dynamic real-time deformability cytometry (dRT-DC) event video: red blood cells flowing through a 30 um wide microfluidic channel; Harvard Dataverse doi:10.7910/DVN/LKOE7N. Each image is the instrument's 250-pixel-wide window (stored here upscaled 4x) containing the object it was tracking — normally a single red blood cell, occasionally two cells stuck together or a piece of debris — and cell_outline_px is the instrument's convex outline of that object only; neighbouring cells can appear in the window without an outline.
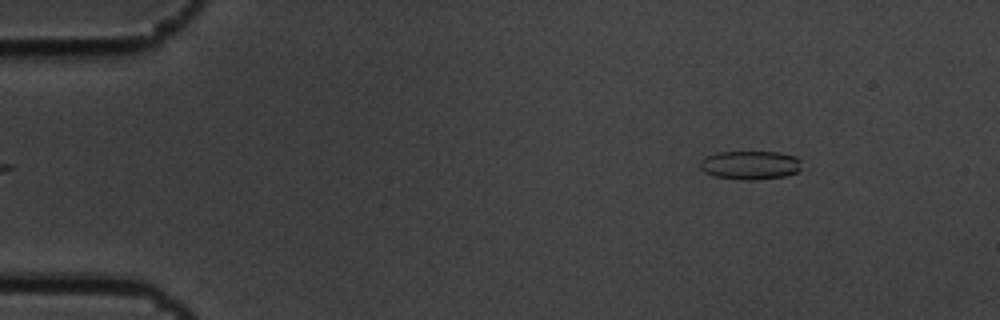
{"species": "common noctule bat (a hibernating species)", "species_latin": "Nyctalus noctula", "temperature_condition": "cold", "stored_images_in_passage": 7, "camera_frame_rate_fps": 3000, "um_per_image_px": 0.085, "animal": {"sex": "male", "body_mass_g": 19.5, "forearm_length_mm": 54.6}, "frame": {"image": 1, "passage_image": 1, "time_ms": 0.0, "image_size_px": [1000, 320], "cell_outline_px": [[800, 168], [796, 172], [784, 176], [756, 180], [740, 180], [716, 176], [704, 172], [700, 168], [700, 160], [704, 156], [716, 152], [780, 152], [796, 156], [800, 160]], "centroid_in_image_um": [63.73, 14.03], "position_along_channel_um": 21.3, "area_um2": 17.11}}
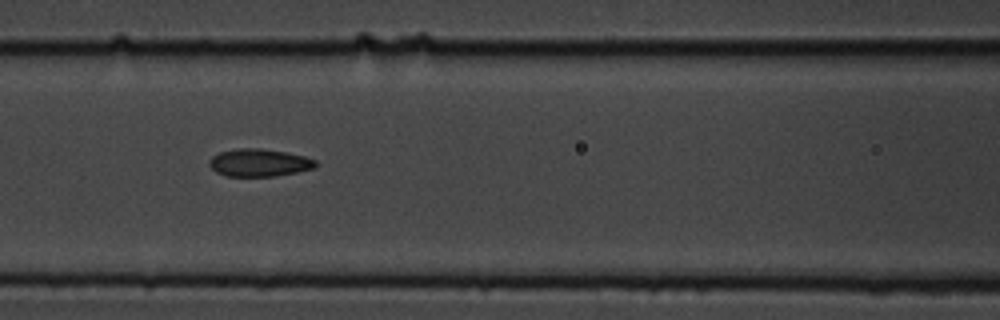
{"frame": {"image": 2, "passage_image": 6, "time_ms": 1.667, "image_size_px": [1000, 320], "cell_outline_px": [[316, 168], [276, 176], [228, 176], [216, 172], [208, 164], [208, 160], [212, 156], [220, 152], [240, 148], [260, 148], [284, 152], [304, 156], [316, 160]], "centroid_in_image_um": [22.02, 13.83], "position_along_channel_um": 144.6, "area_um2": 17.05}}
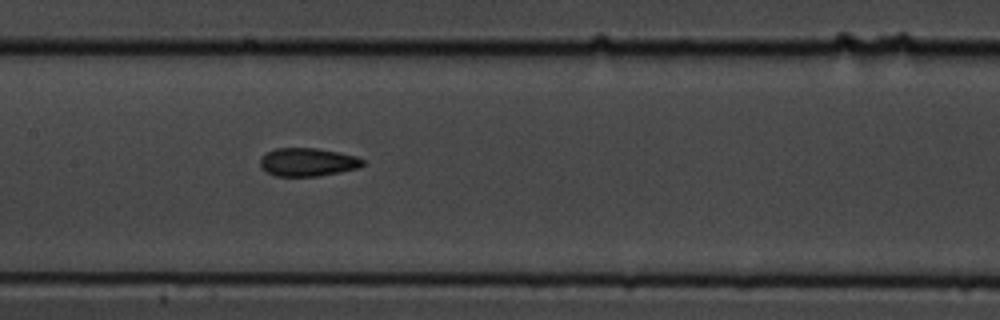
{"frame": {"image": 3, "passage_image": 7, "time_ms": 2.0, "image_size_px": [1000, 320], "cell_outline_px": [[364, 164], [360, 168], [320, 176], [276, 176], [264, 172], [260, 168], [260, 156], [276, 148], [316, 148], [356, 156], [364, 160]], "centroid_in_image_um": [26.12, 13.79], "position_along_channel_um": 181.3, "area_um2": 17.05}}